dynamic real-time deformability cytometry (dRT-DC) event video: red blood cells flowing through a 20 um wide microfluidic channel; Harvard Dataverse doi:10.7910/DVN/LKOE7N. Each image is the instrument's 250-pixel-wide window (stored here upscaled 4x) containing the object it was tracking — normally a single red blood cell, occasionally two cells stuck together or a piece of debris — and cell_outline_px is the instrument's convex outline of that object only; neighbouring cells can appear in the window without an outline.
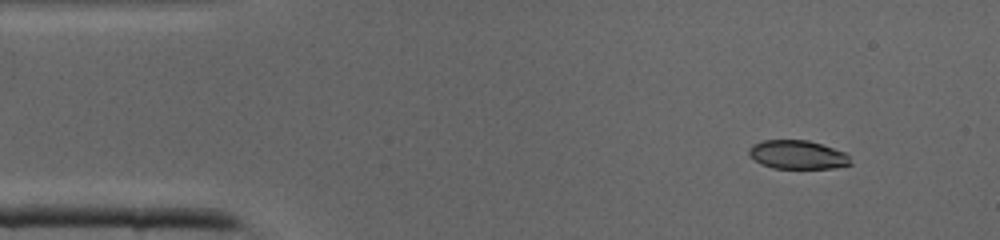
{"species": "common noctule bat (a hibernating species)", "species_latin": "Nyctalus noctula", "temperature_condition": "cold", "stored_images_in_passage": 38, "camera_frame_rate_fps": 3000, "um_per_image_px": 0.085, "animal": {"sex": "male", "body_mass_g": 19.0, "forearm_length_mm": 50.8}, "frame": {"image": 1, "passage_image": 1, "time_ms": 0.0, "image_size_px": [1000, 240], "cell_outline_px": [[852, 164], [832, 168], [776, 168], [764, 164], [756, 160], [748, 152], [752, 144], [760, 140], [808, 140], [844, 152], [848, 156]], "centroid_in_image_um": [67.79, 13.14], "position_along_channel_um": 17.2, "area_um2": 16.65}}
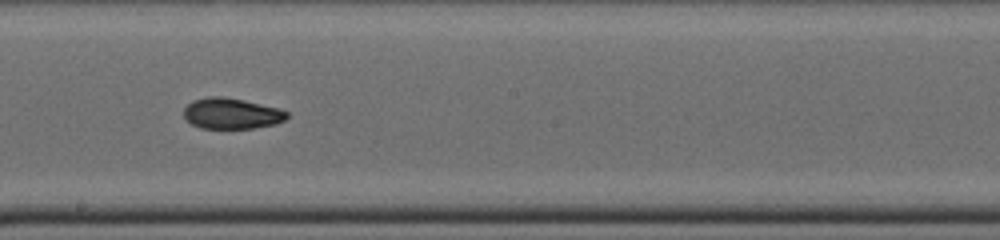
{"frame": {"image": 2, "passage_image": 19, "time_ms": 6.0, "image_size_px": [1000, 240], "cell_outline_px": [[288, 116], [284, 120], [276, 124], [252, 128], [200, 128], [192, 124], [184, 116], [184, 108], [192, 100], [208, 96], [220, 96], [244, 100], [276, 108], [288, 112]], "centroid_in_image_um": [19.65, 9.64], "position_along_channel_um": 228.5, "area_um2": 18.38}}
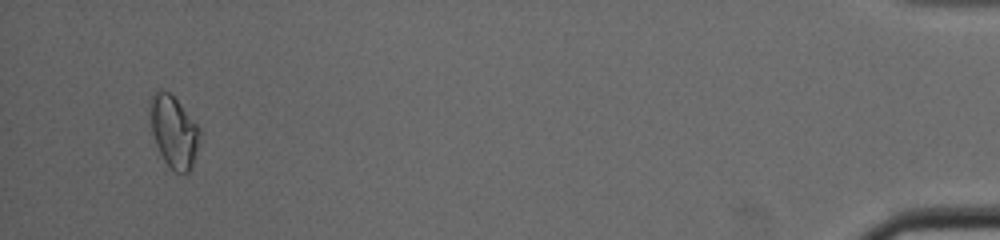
{"frame": {"image": 3, "passage_image": 36, "time_ms": 11.667, "image_size_px": [1000, 240], "cell_outline_px": [[200, 136], [192, 164], [188, 172], [176, 172], [164, 160], [156, 144], [152, 132], [148, 104], [148, 100], [152, 92], [168, 92], [180, 104], [200, 128]], "centroid_in_image_um": [14.74, 11.15], "position_along_channel_um": 420.5, "area_um2": 20.35}}